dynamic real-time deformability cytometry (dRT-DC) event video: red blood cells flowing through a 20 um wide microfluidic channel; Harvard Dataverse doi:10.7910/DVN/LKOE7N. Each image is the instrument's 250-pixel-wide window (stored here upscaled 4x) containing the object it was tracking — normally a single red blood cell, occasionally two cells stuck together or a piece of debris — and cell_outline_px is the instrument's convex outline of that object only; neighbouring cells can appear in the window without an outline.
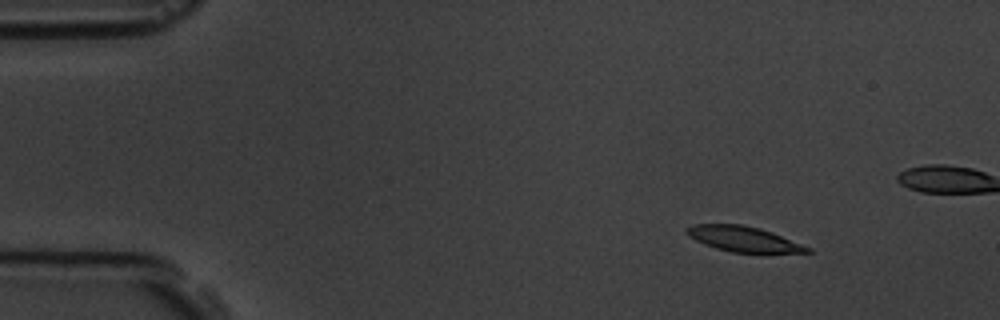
{"species": "common noctule bat (a hibernating species)", "species_latin": "Nyctalus noctula", "temperature_condition": "room temperature", "stored_images_in_passage": 5, "camera_frame_rate_fps": 3000, "um_per_image_px": 0.085, "animal": {"sex": "male", "body_mass_g": 19.5, "forearm_length_mm": 54.6}, "frame": {"image": 1, "passage_image": 2, "time_ms": 1.0, "image_size_px": [1000, 320], "cell_outline_px": [[812, 252], [732, 252], [716, 248], [704, 244], [688, 236], [684, 232], [684, 228], [692, 224], [740, 224], [760, 228], [772, 232], [812, 248]], "centroid_in_image_um": [63.14, 20.29], "position_along_channel_um": 21.9, "area_um2": 17.69}}